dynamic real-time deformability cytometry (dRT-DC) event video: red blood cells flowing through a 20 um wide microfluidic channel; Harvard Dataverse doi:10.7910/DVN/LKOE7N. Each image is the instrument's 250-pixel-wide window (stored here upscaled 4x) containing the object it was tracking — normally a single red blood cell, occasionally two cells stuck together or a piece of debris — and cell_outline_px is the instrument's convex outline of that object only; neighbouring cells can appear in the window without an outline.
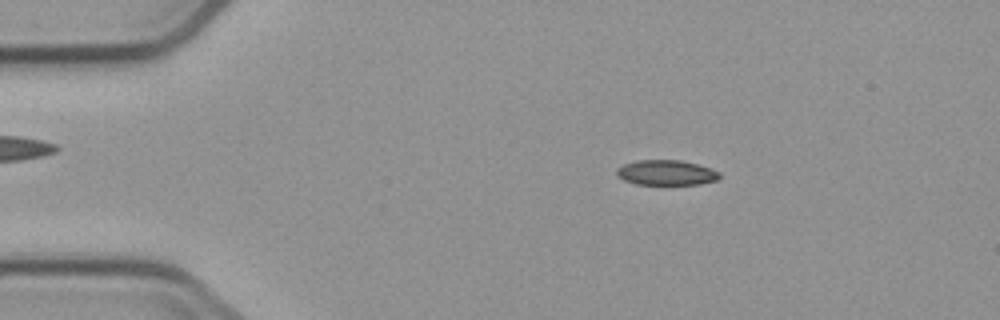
{"species": "common noctule bat (a hibernating species)", "species_latin": "Nyctalus noctula", "temperature_condition": "cold", "stored_images_in_passage": 5, "camera_frame_rate_fps": 3000, "um_per_image_px": 0.085, "animal": {"sex": "male", "body_mass_g": 23.1, "forearm_length_mm": 52.7}, "frame": {"image": 1, "passage_image": 2, "time_ms": 2.0, "image_size_px": [1000, 320], "cell_outline_px": [[720, 176], [716, 180], [700, 184], [636, 184], [624, 180], [616, 176], [616, 168], [624, 164], [636, 160], [680, 160], [696, 164], [720, 172]], "centroid_in_image_um": [56.58, 14.67], "position_along_channel_um": 28.4, "area_um2": 14.97}}
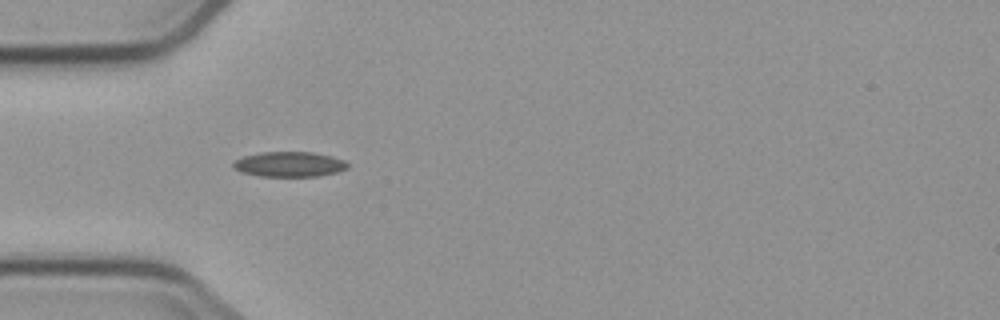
{"frame": {"image": 2, "passage_image": 4, "time_ms": 4.333, "image_size_px": [1000, 320], "cell_outline_px": [[348, 168], [336, 172], [320, 176], [260, 176], [240, 172], [232, 168], [232, 164], [236, 160], [244, 156], [260, 152], [312, 152], [332, 156], [344, 160], [348, 164]], "centroid_in_image_um": [24.58, 13.96], "position_along_channel_um": 60.4, "area_um2": 16.76}}
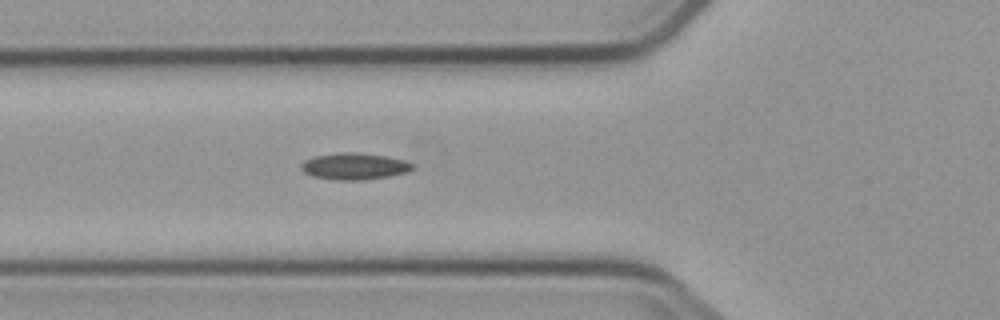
{"frame": {"image": 3, "passage_image": 5, "time_ms": 5.333, "image_size_px": [1000, 320], "cell_outline_px": [[412, 168], [408, 172], [388, 176], [364, 180], [336, 180], [312, 176], [304, 172], [300, 168], [300, 164], [304, 160], [312, 156], [340, 152], [352, 152], [384, 156], [404, 160], [412, 164]], "centroid_in_image_um": [30.05, 14.13], "position_along_channel_um": 95.7, "area_um2": 17.22}}